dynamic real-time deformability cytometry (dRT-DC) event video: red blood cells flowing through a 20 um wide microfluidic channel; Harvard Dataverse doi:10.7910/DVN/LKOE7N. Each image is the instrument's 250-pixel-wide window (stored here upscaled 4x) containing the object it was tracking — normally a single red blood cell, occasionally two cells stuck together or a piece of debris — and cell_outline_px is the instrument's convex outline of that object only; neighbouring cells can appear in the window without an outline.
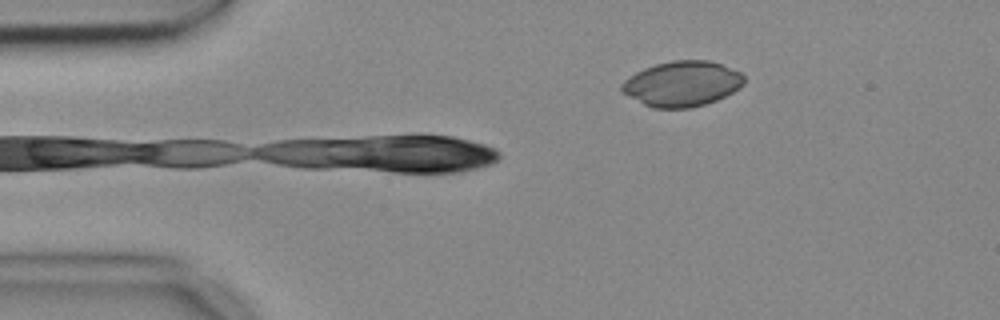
{"species": "common noctule bat (a hibernating species)", "species_latin": "Nyctalus noctula", "temperature_condition": "cold", "stored_images_in_passage": 3, "camera_frame_rate_fps": 3000, "um_per_image_px": 0.085, "animal": {"sex": "female", "body_mass_g": 18.4}, "frame": {"image": 1, "passage_image": 1, "time_ms": 0.0, "image_size_px": [1000, 320], "cell_outline_px": [[744, 84], [740, 88], [716, 100], [692, 108], [652, 108], [620, 92], [620, 84], [624, 80], [636, 72], [644, 68], [656, 64], [672, 60], [708, 60], [720, 64], [740, 72], [744, 76]], "centroid_in_image_um": [57.95, 7.12], "position_along_channel_um": 27.0, "area_um2": 32.31}}